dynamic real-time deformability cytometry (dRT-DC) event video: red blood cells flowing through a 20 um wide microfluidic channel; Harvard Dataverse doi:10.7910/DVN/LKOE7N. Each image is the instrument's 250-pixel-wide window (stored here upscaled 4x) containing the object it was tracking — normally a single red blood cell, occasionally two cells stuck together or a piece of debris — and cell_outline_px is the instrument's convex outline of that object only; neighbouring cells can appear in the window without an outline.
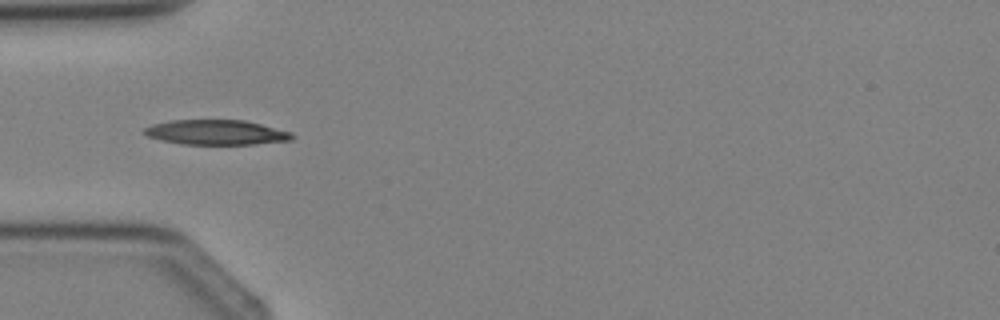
{"species": "Egyptian fruit bat (a non-hibernating species)", "species_latin": "Rousettus aegyptiacus", "temperature_condition": "cold", "stored_images_in_passage": 4, "camera_frame_rate_fps": 3000, "um_per_image_px": 0.085, "animal": {"sex": "female"}, "frame": {"image": 1, "passage_image": 4, "time_ms": 3.333, "image_size_px": [1000, 320], "cell_outline_px": [[296, 136], [292, 140], [256, 144], [180, 144], [160, 140], [148, 136], [144, 132], [144, 128], [152, 124], [172, 120], [244, 120], [292, 132]], "centroid_in_image_um": [18.4, 11.25], "position_along_channel_um": 66.6, "area_um2": 21.44}}